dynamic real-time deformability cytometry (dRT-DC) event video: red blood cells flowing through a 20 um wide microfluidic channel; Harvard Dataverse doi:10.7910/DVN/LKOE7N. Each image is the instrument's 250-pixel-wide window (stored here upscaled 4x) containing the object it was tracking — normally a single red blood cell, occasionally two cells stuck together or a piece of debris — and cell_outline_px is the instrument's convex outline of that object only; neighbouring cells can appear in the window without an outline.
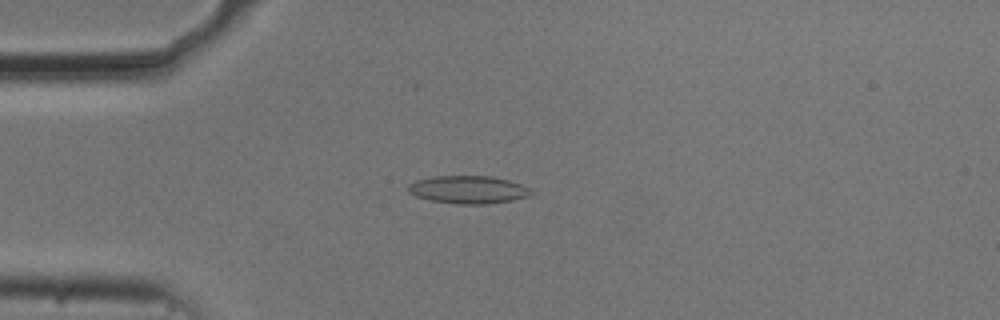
{"species": "common noctule bat (a hibernating species)", "species_latin": "Nyctalus noctula", "temperature_condition": "cold", "stored_images_in_passage": 54, "camera_frame_rate_fps": 3000, "um_per_image_px": 0.085, "animal": {"sex": "male", "body_mass_g": 20.5, "forearm_length_mm": 52.5}, "frame": {"image": 1, "passage_image": 14, "time_ms": 4.333, "image_size_px": [1000, 320], "cell_outline_px": [[532, 192], [528, 196], [512, 200], [488, 204], [456, 204], [432, 200], [416, 196], [408, 192], [408, 184], [416, 180], [432, 176], [492, 176], [508, 180], [520, 184], [528, 188]], "centroid_in_image_um": [39.77, 16.11], "position_along_channel_um": 45.2, "area_um2": 19.83}}
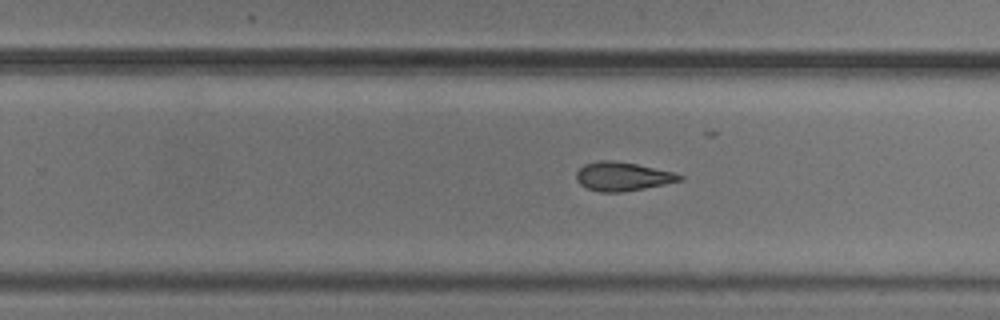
{"frame": {"image": 2, "passage_image": 34, "time_ms": 11.0, "image_size_px": [1000, 320], "cell_outline_px": [[684, 180], [644, 188], [620, 192], [600, 192], [588, 188], [580, 184], [576, 180], [576, 172], [584, 164], [600, 160], [612, 160], [636, 164], [676, 172], [684, 176]], "centroid_in_image_um": [52.93, 14.99], "position_along_channel_um": 276.9, "area_um2": 17.34}}
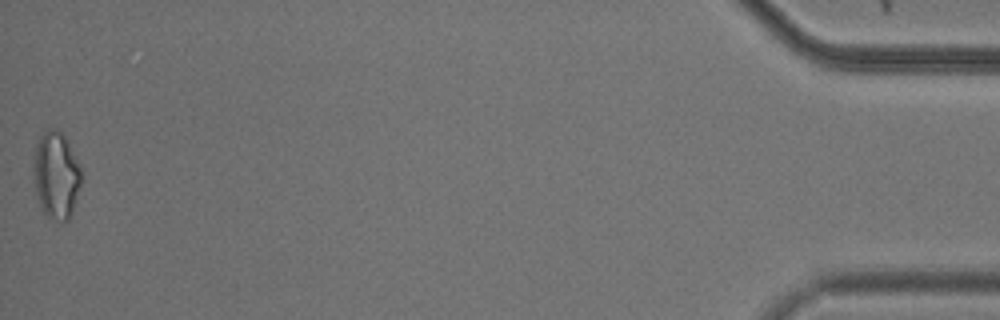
{"frame": {"image": 3, "passage_image": 54, "time_ms": 17.667, "image_size_px": [1000, 320], "cell_outline_px": [[80, 184], [72, 212], [68, 220], [56, 220], [48, 216], [40, 208], [36, 192], [32, 168], [36, 148], [40, 136], [48, 128], [56, 128], [64, 136], [80, 164]], "centroid_in_image_um": [4.75, 14.88], "position_along_channel_um": 430.4, "area_um2": 23.93}, "authors_computed_cell_mechanics": {"area_um2": 18.6116, "velocity_mm_per_s": 3.735, "shape_relaxation_time_tau1_ms": null, "shape_relaxation_time_tau2_ms": 4.658, "deformation_change_tau1": null, "deformation_change_tau2": 0.131}}